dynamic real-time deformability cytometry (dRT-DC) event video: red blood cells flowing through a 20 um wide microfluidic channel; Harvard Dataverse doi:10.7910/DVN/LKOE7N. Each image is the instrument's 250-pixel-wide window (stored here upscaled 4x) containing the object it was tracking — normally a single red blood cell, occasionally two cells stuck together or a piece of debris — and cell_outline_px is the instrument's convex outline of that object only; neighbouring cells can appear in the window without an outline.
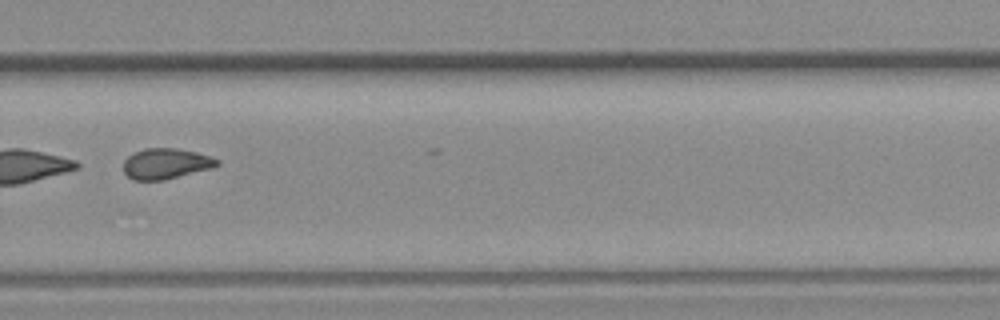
{"species": "common noctule bat (a hibernating species)", "species_latin": "Nyctalus noctula", "temperature_condition": "room temperature", "stored_images_in_passage": 29, "camera_frame_rate_fps": 3000, "um_per_image_px": 0.085, "animal": {"sex": "female", "body_mass_g": 19.3, "forearm_length_mm": 54.1}, "frame": {"image": 1, "passage_image": 28, "time_ms": 9.0, "image_size_px": [1000, 320], "cell_outline_px": [[220, 164], [212, 168], [164, 180], [132, 180], [124, 172], [124, 160], [132, 152], [144, 148], [176, 148], [196, 152], [220, 160]], "centroid_in_image_um": [14.08, 13.9], "position_along_channel_um": 315.7, "area_um2": 16.76}}